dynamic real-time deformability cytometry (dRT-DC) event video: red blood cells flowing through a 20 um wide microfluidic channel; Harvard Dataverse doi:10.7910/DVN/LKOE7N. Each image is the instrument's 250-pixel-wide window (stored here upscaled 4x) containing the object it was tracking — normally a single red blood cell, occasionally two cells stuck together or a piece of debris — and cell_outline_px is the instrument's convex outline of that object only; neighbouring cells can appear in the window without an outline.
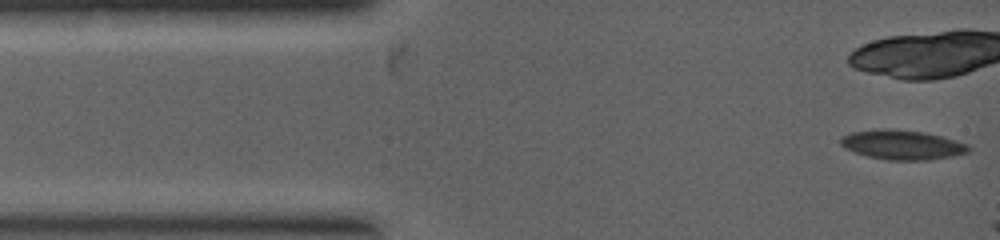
{"species": "common noctule bat (a hibernating species)", "species_latin": "Nyctalus noctula", "temperature_condition": "warm", "stored_images_in_passage": 5, "camera_frame_rate_fps": 5000, "um_per_image_px": 0.085, "animal": {"sex": "female", "body_mass_g": 19.0, "forearm_length_mm": 53.3}, "frame": {"image": 1, "passage_image": 1, "time_ms": 0.0, "image_size_px": [1000, 240], "cell_outline_px": [[972, 148], [968, 152], [952, 156], [928, 160], [888, 160], [868, 156], [844, 148], [840, 144], [840, 136], [852, 132], [888, 128], [924, 132], [940, 136], [968, 144]], "centroid_in_image_um": [76.68, 12.31], "position_along_channel_um": 8.3, "area_um2": 21.91}}